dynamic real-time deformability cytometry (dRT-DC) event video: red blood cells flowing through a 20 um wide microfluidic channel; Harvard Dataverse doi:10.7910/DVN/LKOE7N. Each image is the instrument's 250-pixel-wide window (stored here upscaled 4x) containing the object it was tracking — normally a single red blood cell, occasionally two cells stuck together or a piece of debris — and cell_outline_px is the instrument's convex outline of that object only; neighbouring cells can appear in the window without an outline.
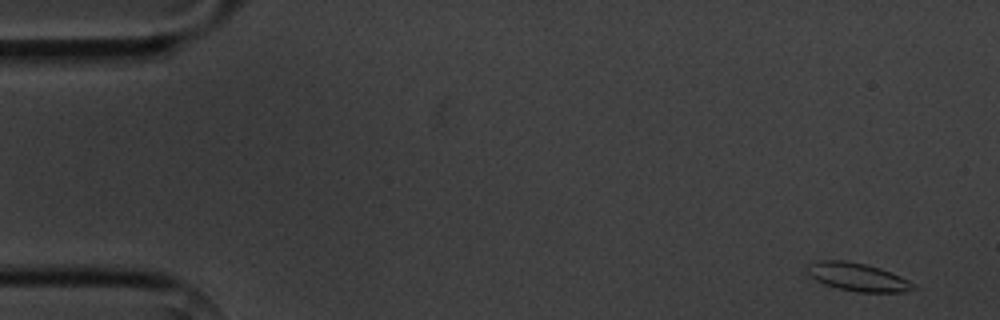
{"species": "common noctule bat (a hibernating species)", "species_latin": "Nyctalus noctula", "temperature_condition": "cold", "stored_images_in_passage": 4, "camera_frame_rate_fps": 3000, "um_per_image_px": 0.085, "animal": {"sex": "male", "body_mass_g": 20.1, "forearm_length_mm": 53.5}, "frame": {"image": 1, "passage_image": 1, "time_ms": 0.0, "image_size_px": [1000, 320], "cell_outline_px": [[920, 288], [904, 292], [856, 292], [824, 284], [808, 276], [808, 264], [820, 260], [844, 260], [868, 264], [880, 268], [900, 276], [916, 284]], "centroid_in_image_um": [72.94, 23.55], "position_along_channel_um": 12.1, "area_um2": 17.51}}